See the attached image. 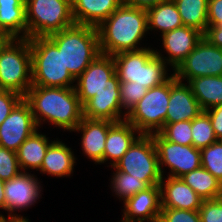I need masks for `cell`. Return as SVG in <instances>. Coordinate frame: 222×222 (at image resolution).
<instances>
[{"label":"cell","instance_id":"obj_1","mask_svg":"<svg viewBox=\"0 0 222 222\" xmlns=\"http://www.w3.org/2000/svg\"><path fill=\"white\" fill-rule=\"evenodd\" d=\"M23 99L29 104L38 127L47 121L71 132L82 121L83 105L75 87L31 86Z\"/></svg>","mask_w":222,"mask_h":222},{"label":"cell","instance_id":"obj_2","mask_svg":"<svg viewBox=\"0 0 222 222\" xmlns=\"http://www.w3.org/2000/svg\"><path fill=\"white\" fill-rule=\"evenodd\" d=\"M97 31L102 54L113 56L143 49L138 44L148 32L147 11L122 3Z\"/></svg>","mask_w":222,"mask_h":222},{"label":"cell","instance_id":"obj_3","mask_svg":"<svg viewBox=\"0 0 222 222\" xmlns=\"http://www.w3.org/2000/svg\"><path fill=\"white\" fill-rule=\"evenodd\" d=\"M47 37L62 50L64 67L75 79L101 54L96 27L74 24Z\"/></svg>","mask_w":222,"mask_h":222},{"label":"cell","instance_id":"obj_4","mask_svg":"<svg viewBox=\"0 0 222 222\" xmlns=\"http://www.w3.org/2000/svg\"><path fill=\"white\" fill-rule=\"evenodd\" d=\"M120 82H135L147 89L166 82L168 64L155 54L153 48L121 52L112 56Z\"/></svg>","mask_w":222,"mask_h":222},{"label":"cell","instance_id":"obj_5","mask_svg":"<svg viewBox=\"0 0 222 222\" xmlns=\"http://www.w3.org/2000/svg\"><path fill=\"white\" fill-rule=\"evenodd\" d=\"M32 86L71 88L76 79L64 67L63 53L48 37L29 39Z\"/></svg>","mask_w":222,"mask_h":222},{"label":"cell","instance_id":"obj_6","mask_svg":"<svg viewBox=\"0 0 222 222\" xmlns=\"http://www.w3.org/2000/svg\"><path fill=\"white\" fill-rule=\"evenodd\" d=\"M32 86V57L28 38H11L0 49V90L25 96Z\"/></svg>","mask_w":222,"mask_h":222},{"label":"cell","instance_id":"obj_7","mask_svg":"<svg viewBox=\"0 0 222 222\" xmlns=\"http://www.w3.org/2000/svg\"><path fill=\"white\" fill-rule=\"evenodd\" d=\"M27 38L47 37L75 24L71 0H25Z\"/></svg>","mask_w":222,"mask_h":222},{"label":"cell","instance_id":"obj_8","mask_svg":"<svg viewBox=\"0 0 222 222\" xmlns=\"http://www.w3.org/2000/svg\"><path fill=\"white\" fill-rule=\"evenodd\" d=\"M169 97L170 78L163 84L148 89L127 114L126 120L141 134L158 133L166 124Z\"/></svg>","mask_w":222,"mask_h":222},{"label":"cell","instance_id":"obj_9","mask_svg":"<svg viewBox=\"0 0 222 222\" xmlns=\"http://www.w3.org/2000/svg\"><path fill=\"white\" fill-rule=\"evenodd\" d=\"M112 168L128 173L148 186L159 185L162 175L152 136L142 134Z\"/></svg>","mask_w":222,"mask_h":222},{"label":"cell","instance_id":"obj_10","mask_svg":"<svg viewBox=\"0 0 222 222\" xmlns=\"http://www.w3.org/2000/svg\"><path fill=\"white\" fill-rule=\"evenodd\" d=\"M173 74L177 80H186L187 83L193 78L222 76V48L210 44L202 37Z\"/></svg>","mask_w":222,"mask_h":222},{"label":"cell","instance_id":"obj_11","mask_svg":"<svg viewBox=\"0 0 222 222\" xmlns=\"http://www.w3.org/2000/svg\"><path fill=\"white\" fill-rule=\"evenodd\" d=\"M155 143L159 168L162 177V166H168L170 177L180 178L186 173L201 167L200 149L193 145H180L167 141L159 132L150 134Z\"/></svg>","mask_w":222,"mask_h":222},{"label":"cell","instance_id":"obj_12","mask_svg":"<svg viewBox=\"0 0 222 222\" xmlns=\"http://www.w3.org/2000/svg\"><path fill=\"white\" fill-rule=\"evenodd\" d=\"M102 88H120V80L113 57L101 53L76 79L75 90L84 105Z\"/></svg>","mask_w":222,"mask_h":222},{"label":"cell","instance_id":"obj_13","mask_svg":"<svg viewBox=\"0 0 222 222\" xmlns=\"http://www.w3.org/2000/svg\"><path fill=\"white\" fill-rule=\"evenodd\" d=\"M33 174L20 172L4 184V210L9 213L8 220H27L26 217L14 214L15 211L25 210L34 205L41 195V183ZM13 212V213H12Z\"/></svg>","mask_w":222,"mask_h":222},{"label":"cell","instance_id":"obj_14","mask_svg":"<svg viewBox=\"0 0 222 222\" xmlns=\"http://www.w3.org/2000/svg\"><path fill=\"white\" fill-rule=\"evenodd\" d=\"M38 128L29 104L22 99L0 125V146L17 151Z\"/></svg>","mask_w":222,"mask_h":222},{"label":"cell","instance_id":"obj_15","mask_svg":"<svg viewBox=\"0 0 222 222\" xmlns=\"http://www.w3.org/2000/svg\"><path fill=\"white\" fill-rule=\"evenodd\" d=\"M162 37V46L168 57L157 49L155 54L163 59L174 71L178 65L192 52L196 44L202 39L203 33L190 26H181L172 31L166 32Z\"/></svg>","mask_w":222,"mask_h":222},{"label":"cell","instance_id":"obj_16","mask_svg":"<svg viewBox=\"0 0 222 222\" xmlns=\"http://www.w3.org/2000/svg\"><path fill=\"white\" fill-rule=\"evenodd\" d=\"M123 203L121 222H158L161 212L160 186H149Z\"/></svg>","mask_w":222,"mask_h":222},{"label":"cell","instance_id":"obj_17","mask_svg":"<svg viewBox=\"0 0 222 222\" xmlns=\"http://www.w3.org/2000/svg\"><path fill=\"white\" fill-rule=\"evenodd\" d=\"M182 82L177 80L174 74H171L166 123L192 121L203 111L193 95L190 85Z\"/></svg>","mask_w":222,"mask_h":222},{"label":"cell","instance_id":"obj_18","mask_svg":"<svg viewBox=\"0 0 222 222\" xmlns=\"http://www.w3.org/2000/svg\"><path fill=\"white\" fill-rule=\"evenodd\" d=\"M120 99V88H102L83 105V117L112 122L125 120L127 114L122 111Z\"/></svg>","mask_w":222,"mask_h":222},{"label":"cell","instance_id":"obj_19","mask_svg":"<svg viewBox=\"0 0 222 222\" xmlns=\"http://www.w3.org/2000/svg\"><path fill=\"white\" fill-rule=\"evenodd\" d=\"M163 176L160 186L161 208L199 211L203 199L181 178ZM166 179V180H164Z\"/></svg>","mask_w":222,"mask_h":222},{"label":"cell","instance_id":"obj_20","mask_svg":"<svg viewBox=\"0 0 222 222\" xmlns=\"http://www.w3.org/2000/svg\"><path fill=\"white\" fill-rule=\"evenodd\" d=\"M114 122L109 120L87 119L82 121L73 130L81 132V147L83 153L93 162L104 163L105 142L110 126Z\"/></svg>","mask_w":222,"mask_h":222},{"label":"cell","instance_id":"obj_21","mask_svg":"<svg viewBox=\"0 0 222 222\" xmlns=\"http://www.w3.org/2000/svg\"><path fill=\"white\" fill-rule=\"evenodd\" d=\"M141 135L126 119L114 122L110 126L106 137L104 162L110 160L111 167H114Z\"/></svg>","mask_w":222,"mask_h":222},{"label":"cell","instance_id":"obj_22","mask_svg":"<svg viewBox=\"0 0 222 222\" xmlns=\"http://www.w3.org/2000/svg\"><path fill=\"white\" fill-rule=\"evenodd\" d=\"M122 3L123 0H71L74 22L97 28Z\"/></svg>","mask_w":222,"mask_h":222},{"label":"cell","instance_id":"obj_23","mask_svg":"<svg viewBox=\"0 0 222 222\" xmlns=\"http://www.w3.org/2000/svg\"><path fill=\"white\" fill-rule=\"evenodd\" d=\"M72 149L60 140H54L48 147L40 172L56 177H68L73 173L76 158Z\"/></svg>","mask_w":222,"mask_h":222},{"label":"cell","instance_id":"obj_24","mask_svg":"<svg viewBox=\"0 0 222 222\" xmlns=\"http://www.w3.org/2000/svg\"><path fill=\"white\" fill-rule=\"evenodd\" d=\"M0 27L10 38H27L25 0H0Z\"/></svg>","mask_w":222,"mask_h":222},{"label":"cell","instance_id":"obj_25","mask_svg":"<svg viewBox=\"0 0 222 222\" xmlns=\"http://www.w3.org/2000/svg\"><path fill=\"white\" fill-rule=\"evenodd\" d=\"M37 129L16 151L20 170L27 172L28 168L40 170L46 151L53 141L40 134ZM27 169V170H26Z\"/></svg>","mask_w":222,"mask_h":222},{"label":"cell","instance_id":"obj_26","mask_svg":"<svg viewBox=\"0 0 222 222\" xmlns=\"http://www.w3.org/2000/svg\"><path fill=\"white\" fill-rule=\"evenodd\" d=\"M149 30H160L161 35L183 26L178 8L173 0H166L146 10Z\"/></svg>","mask_w":222,"mask_h":222},{"label":"cell","instance_id":"obj_27","mask_svg":"<svg viewBox=\"0 0 222 222\" xmlns=\"http://www.w3.org/2000/svg\"><path fill=\"white\" fill-rule=\"evenodd\" d=\"M188 84L203 111L222 104V76L193 78Z\"/></svg>","mask_w":222,"mask_h":222},{"label":"cell","instance_id":"obj_28","mask_svg":"<svg viewBox=\"0 0 222 222\" xmlns=\"http://www.w3.org/2000/svg\"><path fill=\"white\" fill-rule=\"evenodd\" d=\"M203 200L222 197V183L202 166L180 177Z\"/></svg>","mask_w":222,"mask_h":222},{"label":"cell","instance_id":"obj_29","mask_svg":"<svg viewBox=\"0 0 222 222\" xmlns=\"http://www.w3.org/2000/svg\"><path fill=\"white\" fill-rule=\"evenodd\" d=\"M178 8L183 25L204 33L208 27L209 0H173Z\"/></svg>","mask_w":222,"mask_h":222},{"label":"cell","instance_id":"obj_30","mask_svg":"<svg viewBox=\"0 0 222 222\" xmlns=\"http://www.w3.org/2000/svg\"><path fill=\"white\" fill-rule=\"evenodd\" d=\"M112 191L119 197L122 198L123 202L127 199L136 195L138 192L145 190L149 186L140 179H135L128 173L115 170L111 179Z\"/></svg>","mask_w":222,"mask_h":222},{"label":"cell","instance_id":"obj_31","mask_svg":"<svg viewBox=\"0 0 222 222\" xmlns=\"http://www.w3.org/2000/svg\"><path fill=\"white\" fill-rule=\"evenodd\" d=\"M191 127L192 145L197 149L201 150L218 140L205 111L191 121Z\"/></svg>","mask_w":222,"mask_h":222},{"label":"cell","instance_id":"obj_32","mask_svg":"<svg viewBox=\"0 0 222 222\" xmlns=\"http://www.w3.org/2000/svg\"><path fill=\"white\" fill-rule=\"evenodd\" d=\"M201 166L222 183V140L200 150Z\"/></svg>","mask_w":222,"mask_h":222},{"label":"cell","instance_id":"obj_33","mask_svg":"<svg viewBox=\"0 0 222 222\" xmlns=\"http://www.w3.org/2000/svg\"><path fill=\"white\" fill-rule=\"evenodd\" d=\"M191 121L166 123L159 133L167 140L180 145H192Z\"/></svg>","mask_w":222,"mask_h":222},{"label":"cell","instance_id":"obj_34","mask_svg":"<svg viewBox=\"0 0 222 222\" xmlns=\"http://www.w3.org/2000/svg\"><path fill=\"white\" fill-rule=\"evenodd\" d=\"M121 99L120 104L126 114L138 103L147 93L148 89L135 82H120Z\"/></svg>","mask_w":222,"mask_h":222},{"label":"cell","instance_id":"obj_35","mask_svg":"<svg viewBox=\"0 0 222 222\" xmlns=\"http://www.w3.org/2000/svg\"><path fill=\"white\" fill-rule=\"evenodd\" d=\"M20 172L16 151L0 146V179L10 180Z\"/></svg>","mask_w":222,"mask_h":222},{"label":"cell","instance_id":"obj_36","mask_svg":"<svg viewBox=\"0 0 222 222\" xmlns=\"http://www.w3.org/2000/svg\"><path fill=\"white\" fill-rule=\"evenodd\" d=\"M158 222H201L199 211L161 208Z\"/></svg>","mask_w":222,"mask_h":222},{"label":"cell","instance_id":"obj_37","mask_svg":"<svg viewBox=\"0 0 222 222\" xmlns=\"http://www.w3.org/2000/svg\"><path fill=\"white\" fill-rule=\"evenodd\" d=\"M199 214L201 222H222V197L203 200Z\"/></svg>","mask_w":222,"mask_h":222},{"label":"cell","instance_id":"obj_38","mask_svg":"<svg viewBox=\"0 0 222 222\" xmlns=\"http://www.w3.org/2000/svg\"><path fill=\"white\" fill-rule=\"evenodd\" d=\"M22 99L23 96L16 92L0 90V125Z\"/></svg>","mask_w":222,"mask_h":222},{"label":"cell","instance_id":"obj_39","mask_svg":"<svg viewBox=\"0 0 222 222\" xmlns=\"http://www.w3.org/2000/svg\"><path fill=\"white\" fill-rule=\"evenodd\" d=\"M205 112L210 118L212 128L218 140H222V104L211 107Z\"/></svg>","mask_w":222,"mask_h":222},{"label":"cell","instance_id":"obj_40","mask_svg":"<svg viewBox=\"0 0 222 222\" xmlns=\"http://www.w3.org/2000/svg\"><path fill=\"white\" fill-rule=\"evenodd\" d=\"M208 26L222 25V0L208 1Z\"/></svg>","mask_w":222,"mask_h":222},{"label":"cell","instance_id":"obj_41","mask_svg":"<svg viewBox=\"0 0 222 222\" xmlns=\"http://www.w3.org/2000/svg\"><path fill=\"white\" fill-rule=\"evenodd\" d=\"M203 37L212 45L222 48V25L208 26Z\"/></svg>","mask_w":222,"mask_h":222},{"label":"cell","instance_id":"obj_42","mask_svg":"<svg viewBox=\"0 0 222 222\" xmlns=\"http://www.w3.org/2000/svg\"><path fill=\"white\" fill-rule=\"evenodd\" d=\"M163 1L166 0H123V3L129 6L147 10Z\"/></svg>","mask_w":222,"mask_h":222},{"label":"cell","instance_id":"obj_43","mask_svg":"<svg viewBox=\"0 0 222 222\" xmlns=\"http://www.w3.org/2000/svg\"><path fill=\"white\" fill-rule=\"evenodd\" d=\"M4 184H5V181L0 179V209H3V210H4V205H5Z\"/></svg>","mask_w":222,"mask_h":222},{"label":"cell","instance_id":"obj_44","mask_svg":"<svg viewBox=\"0 0 222 222\" xmlns=\"http://www.w3.org/2000/svg\"><path fill=\"white\" fill-rule=\"evenodd\" d=\"M11 38L6 32L0 27V42H8Z\"/></svg>","mask_w":222,"mask_h":222},{"label":"cell","instance_id":"obj_45","mask_svg":"<svg viewBox=\"0 0 222 222\" xmlns=\"http://www.w3.org/2000/svg\"><path fill=\"white\" fill-rule=\"evenodd\" d=\"M30 220L27 219V220H8L6 219V222H29Z\"/></svg>","mask_w":222,"mask_h":222},{"label":"cell","instance_id":"obj_46","mask_svg":"<svg viewBox=\"0 0 222 222\" xmlns=\"http://www.w3.org/2000/svg\"><path fill=\"white\" fill-rule=\"evenodd\" d=\"M0 222H6V217L0 214Z\"/></svg>","mask_w":222,"mask_h":222},{"label":"cell","instance_id":"obj_47","mask_svg":"<svg viewBox=\"0 0 222 222\" xmlns=\"http://www.w3.org/2000/svg\"><path fill=\"white\" fill-rule=\"evenodd\" d=\"M7 42H0V49L6 44Z\"/></svg>","mask_w":222,"mask_h":222}]
</instances>
